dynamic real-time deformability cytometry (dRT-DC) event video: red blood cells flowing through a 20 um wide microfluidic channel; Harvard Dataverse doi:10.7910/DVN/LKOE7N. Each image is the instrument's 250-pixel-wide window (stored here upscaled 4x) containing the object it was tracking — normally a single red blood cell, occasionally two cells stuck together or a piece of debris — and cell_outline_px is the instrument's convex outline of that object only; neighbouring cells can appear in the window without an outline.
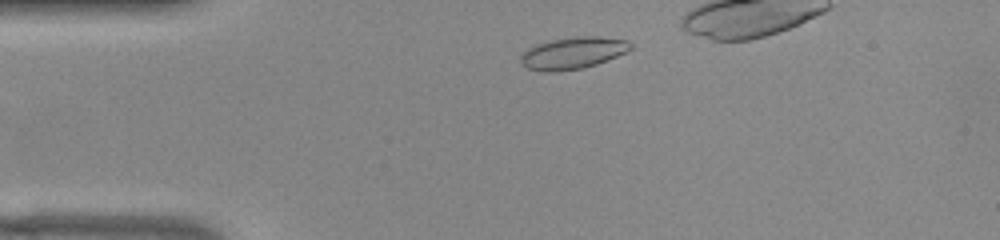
{"species": "common noctule bat (a hibernating species)", "species_latin": "Nyctalus noctula", "temperature_condition": "warm", "stored_images_in_passage": 36, "camera_frame_rate_fps": 3000, "um_per_image_px": 0.085, "animal": {"sex": "female", "body_mass_g": 22.0, "forearm_length_mm": 56.7}, "frame": {"image": 1, "passage_image": 5, "time_ms": 1.333, "image_size_px": [1000, 240], "cell_outline_px": [[632, 48], [628, 52], [596, 64], [584, 68], [556, 72], [544, 72], [528, 68], [520, 64], [520, 56], [528, 48], [536, 44], [552, 40], [576, 36], [596, 36], [628, 40], [632, 44]], "centroid_in_image_um": [48.7, 4.51], "position_along_channel_um": 36.3, "area_um2": 20.58}}
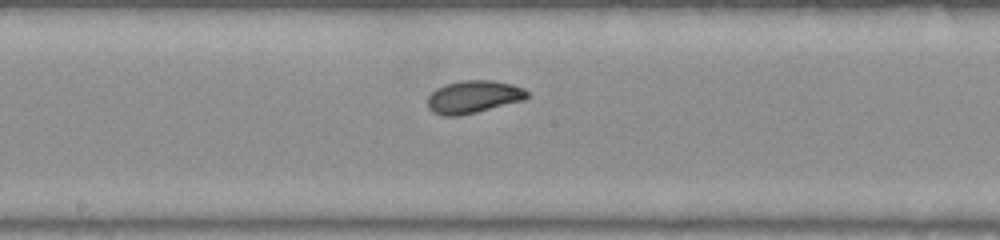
{"frame": {"image": 2, "passage_image": 21, "time_ms": 6.667, "image_size_px": [1000, 240], "cell_outline_px": [[532, 96], [524, 100], [460, 116], [444, 116], [432, 112], [428, 108], [428, 96], [436, 88], [460, 80], [492, 80], [512, 84], [524, 88]], "centroid_in_image_um": [40.26, 8.23], "position_along_channel_um": 207.9, "area_um2": 19.07}}
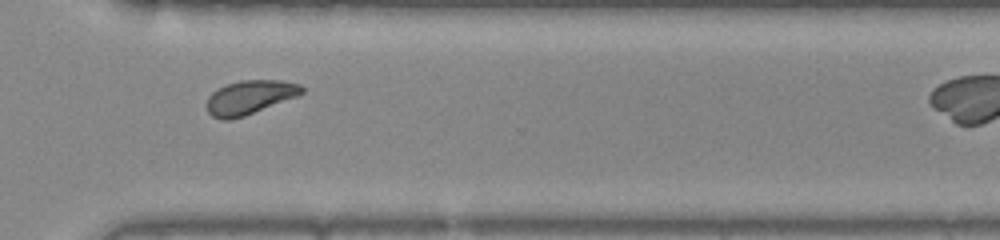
{"frame": {"image": 3, "passage_image": 32, "time_ms": 10.333, "image_size_px": [1000, 240], "cell_outline_px": [[304, 92], [296, 96], [244, 116], [232, 120], [224, 120], [212, 116], [208, 112], [208, 96], [212, 92], [228, 84], [240, 80], [284, 80], [300, 84], [304, 88]], "centroid_in_image_um": [21.24, 8.26], "position_along_channel_um": 349.4, "area_um2": 18.55}}